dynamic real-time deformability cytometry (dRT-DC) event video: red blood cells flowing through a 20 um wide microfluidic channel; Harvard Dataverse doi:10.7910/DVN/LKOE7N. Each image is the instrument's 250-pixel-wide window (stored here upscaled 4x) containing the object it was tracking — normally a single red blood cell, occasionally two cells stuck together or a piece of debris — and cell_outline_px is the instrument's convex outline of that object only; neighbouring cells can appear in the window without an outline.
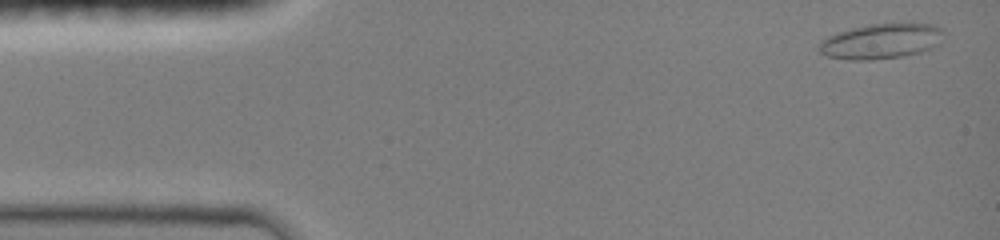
{"species": "common noctule bat (a hibernating species)", "species_latin": "Nyctalus noctula", "temperature_condition": "room temperature", "stored_images_in_passage": 45, "camera_frame_rate_fps": 3000, "um_per_image_px": 0.085, "animal": {"sex": "female", "body_mass_g": 19.0, "forearm_length_mm": 51.5}, "frame": {"image": 1, "passage_image": 2, "time_ms": 0.333, "image_size_px": [1000, 240], "cell_outline_px": [[940, 44], [932, 48], [920, 52], [900, 56], [872, 60], [848, 60], [828, 56], [820, 52], [820, 44], [828, 36], [836, 32], [868, 24], [912, 20], [936, 24], [940, 28]], "centroid_in_image_um": [74.96, 3.45], "position_along_channel_um": 10.0, "area_um2": 26.13}}
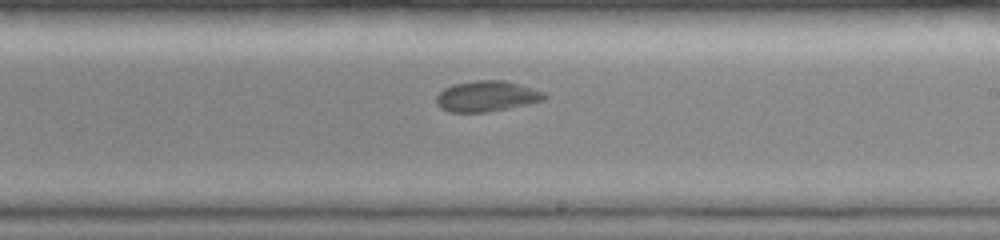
{"frame": {"image": 2, "passage_image": 28, "time_ms": 9.0, "image_size_px": [1000, 240], "cell_outline_px": [[548, 100], [488, 112], [448, 112], [440, 108], [436, 104], [436, 96], [444, 88], [452, 84], [476, 80], [504, 80], [532, 88], [544, 92], [548, 96]], "centroid_in_image_um": [41.37, 8.18], "position_along_channel_um": 247.6, "area_um2": 19.54}}
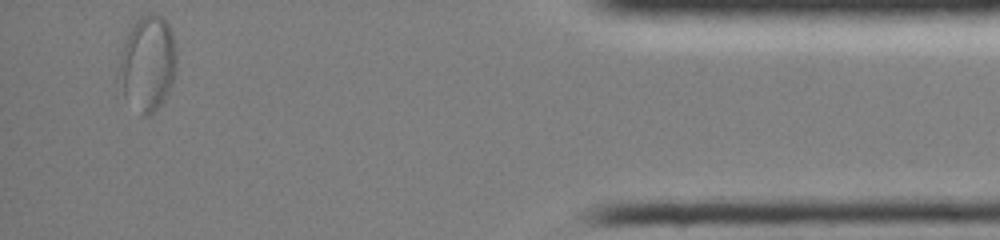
{"frame": {"image": 3, "passage_image": 45, "time_ms": 14.667, "image_size_px": [1000, 240], "cell_outline_px": [[176, 72], [172, 84], [164, 100], [148, 116], [140, 116], [124, 96], [116, 76], [120, 52], [124, 40], [132, 24], [140, 16], [160, 16], [168, 24], [172, 32], [176, 52]], "centroid_in_image_um": [12.51, 5.43], "position_along_channel_um": 422.7, "area_um2": 32.31}, "authors_computed_cell_mechanics": {"area_um2": 19.941, "velocity_mm_per_s": 3.9832, "shape_relaxation_time_tau1_ms": null, "shape_relaxation_time_tau2_ms": 1.4909, "deformation_change_tau1": null, "deformation_change_tau2": 0.0382}}